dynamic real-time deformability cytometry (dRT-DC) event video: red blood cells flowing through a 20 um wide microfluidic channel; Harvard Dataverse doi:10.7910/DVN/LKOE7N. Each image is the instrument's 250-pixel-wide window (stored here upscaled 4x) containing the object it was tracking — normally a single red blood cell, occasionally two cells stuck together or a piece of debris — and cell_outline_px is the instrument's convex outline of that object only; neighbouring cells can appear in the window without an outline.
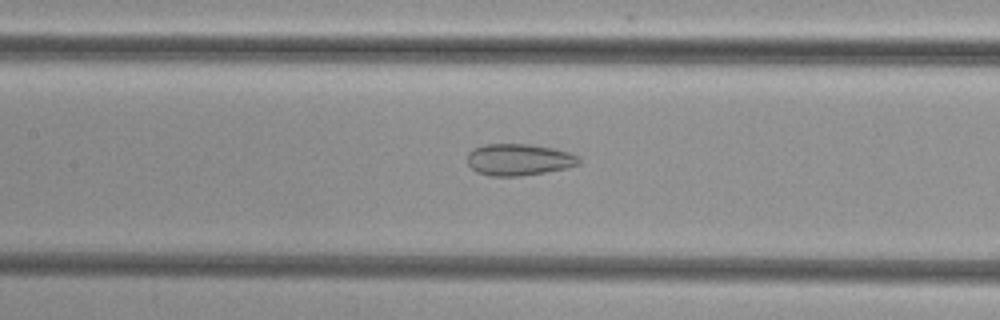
{"species": "common noctule bat (a hibernating species)", "species_latin": "Nyctalus noctula", "temperature_condition": "cold", "stored_images_in_passage": 41, "camera_frame_rate_fps": 3000, "um_per_image_px": 0.085, "animal": {"sex": "female", "body_mass_g": 29.2, "forearm_length_mm": 56.3}, "frame": {"image": 1, "passage_image": 13, "time_ms": 4.0, "image_size_px": [1000, 320], "cell_outline_px": [[580, 164], [568, 168], [520, 176], [492, 176], [476, 172], [468, 164], [468, 152], [472, 148], [484, 144], [528, 144], [552, 148], [568, 152], [580, 156]], "centroid_in_image_um": [44.1, 13.57], "position_along_channel_um": 163.3, "area_um2": 20.69}}
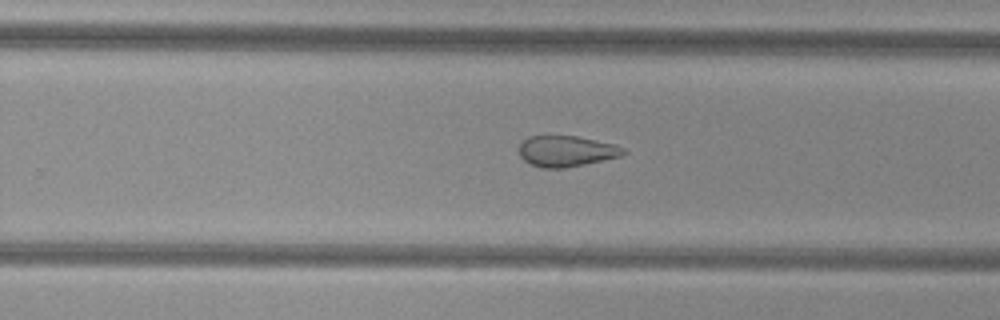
{"frame": {"image": 2, "passage_image": 22, "time_ms": 7.0, "image_size_px": [1000, 320], "cell_outline_px": [[628, 152], [620, 156], [584, 164], [564, 168], [544, 168], [532, 164], [524, 160], [520, 156], [520, 144], [528, 136], [548, 132], [576, 136], [616, 144], [624, 148]], "centroid_in_image_um": [48.11, 12.79], "position_along_channel_um": 281.7, "area_um2": 19.31}}
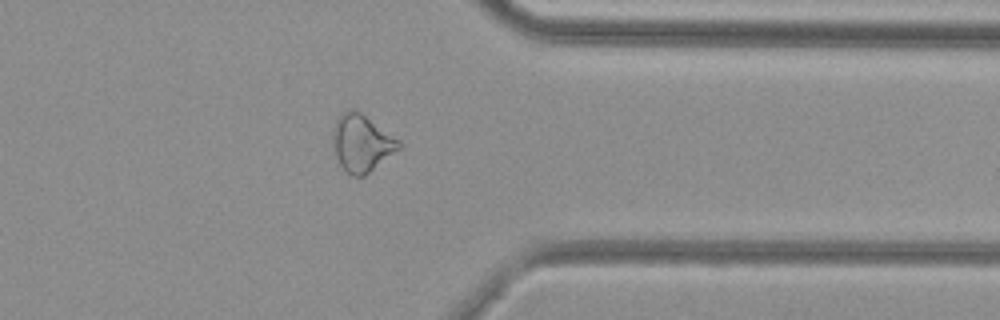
{"frame": {"image": 3, "passage_image": 30, "time_ms": 9.667, "image_size_px": [1000, 320], "cell_outline_px": [[404, 144], [400, 148], [364, 176], [352, 176], [340, 164], [336, 156], [332, 140], [332, 128], [336, 120], [344, 112], [352, 108], [360, 112], [400, 140]], "centroid_in_image_um": [30.74, 12.15], "position_along_channel_um": 380.7, "area_um2": 21.73}}